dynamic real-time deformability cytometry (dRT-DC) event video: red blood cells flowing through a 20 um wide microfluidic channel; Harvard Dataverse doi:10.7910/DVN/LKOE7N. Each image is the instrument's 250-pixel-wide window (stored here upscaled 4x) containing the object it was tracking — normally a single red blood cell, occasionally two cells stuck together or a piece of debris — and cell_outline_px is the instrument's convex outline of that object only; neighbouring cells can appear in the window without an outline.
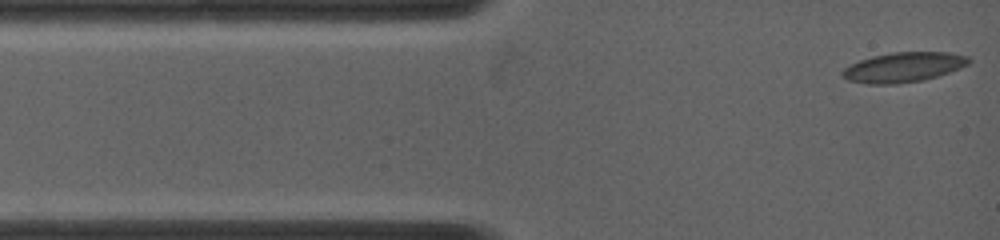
{"species": "common noctule bat (a hibernating species)", "species_latin": "Nyctalus noctula", "temperature_condition": "warm", "stored_images_in_passage": 73, "camera_frame_rate_fps": 5000, "um_per_image_px": 0.085, "animal": {"sex": "female", "body_mass_g": 19.0, "forearm_length_mm": 53.3}, "frame": {"image": 1, "passage_image": 1, "time_ms": 0.0, "image_size_px": [1000, 240], "cell_outline_px": [[972, 60], [968, 64], [948, 72], [924, 80], [896, 84], [872, 84], [848, 80], [840, 72], [844, 68], [860, 60], [872, 56], [892, 52], [948, 52], [968, 56]], "centroid_in_image_um": [76.8, 5.7], "position_along_channel_um": 8.2, "area_um2": 21.79}}
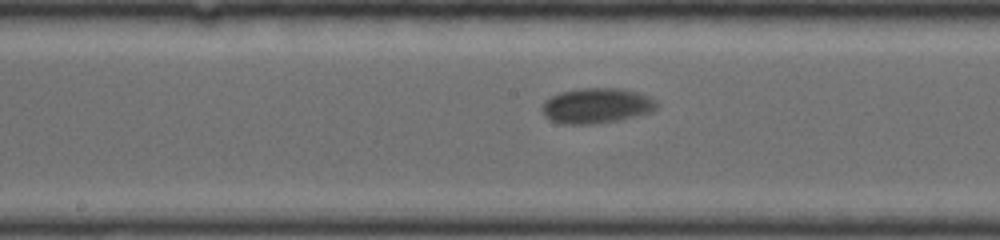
{"frame": {"image": 2, "passage_image": 32, "time_ms": 6.2, "image_size_px": [1000, 240], "cell_outline_px": [[656, 108], [652, 112], [616, 120], [592, 124], [560, 124], [544, 116], [544, 104], [552, 96], [560, 92], [576, 88], [624, 88], [648, 96], [656, 104]], "centroid_in_image_um": [50.7, 8.97], "position_along_channel_um": 197.5, "area_um2": 23.18}}
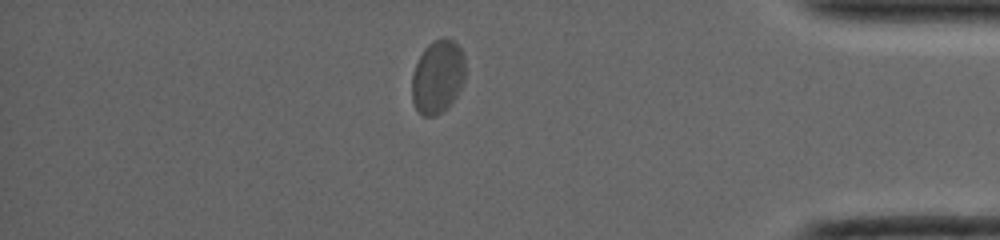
{"frame": {"image": 3, "passage_image": 63, "time_ms": 12.4, "image_size_px": [1000, 240], "cell_outline_px": [[464, 80], [456, 96], [436, 116], [424, 116], [416, 108], [412, 100], [412, 72], [424, 48], [428, 44], [444, 36], [448, 36], [456, 40], [464, 56]], "centroid_in_image_um": [37.2, 6.46], "position_along_channel_um": 398.0, "area_um2": 22.77}, "authors_computed_cell_mechanics": {"area_um2": 22.6576, "velocity_mm_per_s": 3.7941, "shape_relaxation_time_tau1_ms": 4.4616, "shape_relaxation_time_tau2_ms": null, "deformation_change_tau1": 0.1315, "deformation_change_tau2": null}}